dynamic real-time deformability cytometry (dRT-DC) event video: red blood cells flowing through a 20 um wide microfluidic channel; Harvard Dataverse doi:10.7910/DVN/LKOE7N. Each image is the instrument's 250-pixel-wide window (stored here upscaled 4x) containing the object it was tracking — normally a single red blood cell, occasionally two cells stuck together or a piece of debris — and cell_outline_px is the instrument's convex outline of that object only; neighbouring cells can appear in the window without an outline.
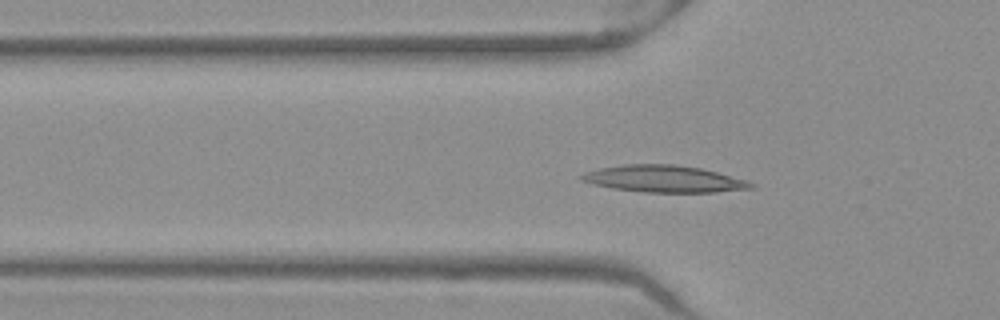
{"species": "Egyptian fruit bat (a non-hibernating species)", "species_latin": "Rousettus aegyptiacus", "temperature_condition": "warm", "stored_images_in_passage": 51, "camera_frame_rate_fps": 3000, "um_per_image_px": 0.085, "frame": {"image": 1, "passage_image": 17, "time_ms": 5.333, "image_size_px": [1000, 320], "cell_outline_px": [[756, 188], [716, 192], [644, 192], [612, 188], [592, 184], [580, 180], [576, 176], [584, 172], [600, 168], [624, 164], [676, 164], [700, 168], [748, 180], [756, 184]], "centroid_in_image_um": [56.43, 15.2], "position_along_channel_um": 69.4, "area_um2": 26.76}}
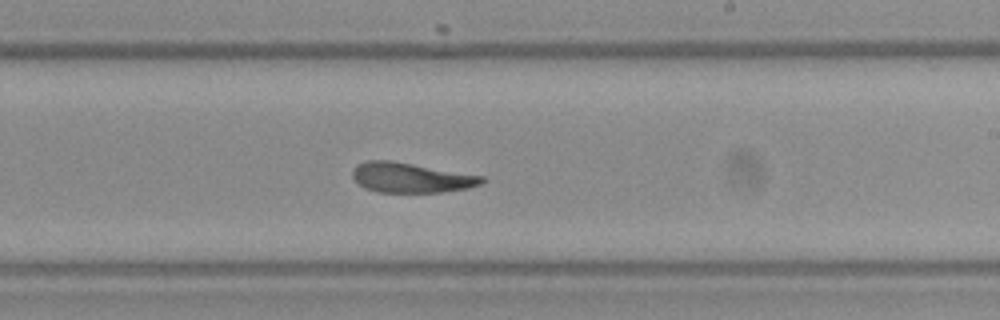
{"frame": {"image": 2, "passage_image": 31, "time_ms": 10.0, "image_size_px": [1000, 320], "cell_outline_px": [[488, 180], [480, 184], [468, 188], [440, 192], [376, 192], [364, 188], [352, 176], [352, 168], [356, 164], [368, 160], [392, 160], [484, 176]], "centroid_in_image_um": [34.92, 15.09], "position_along_channel_um": 254.1, "area_um2": 22.72}}
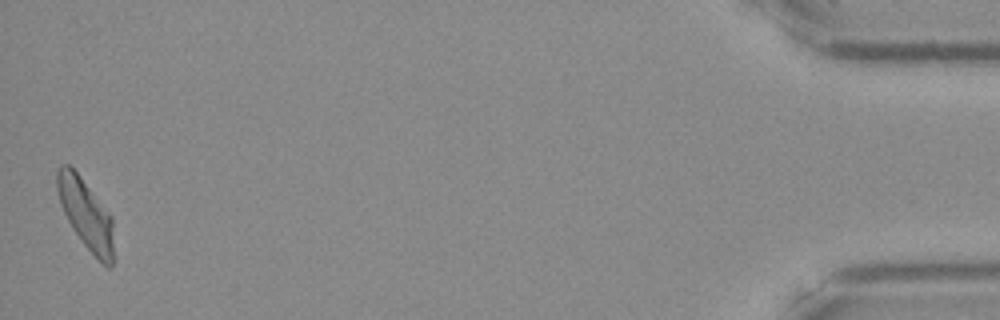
{"frame": {"image": 3, "passage_image": 51, "time_ms": 16.667, "image_size_px": [1000, 320], "cell_outline_px": [[112, 268], [108, 268], [84, 244], [72, 228], [60, 204], [56, 188], [56, 172], [60, 164], [68, 164], [80, 176], [112, 216]], "centroid_in_image_um": [7.26, 18.15], "position_along_channel_um": 427.9, "area_um2": 22.6}, "authors_computed_cell_mechanics": {"area_um2": 23.4668, "velocity_mm_per_s": 3.9552, "shape_relaxation_time_tau1_ms": 4.7347, "shape_relaxation_time_tau2_ms": 3.1641, "deformation_change_tau1": 0.1954, "deformation_change_tau2": 0.1247}}